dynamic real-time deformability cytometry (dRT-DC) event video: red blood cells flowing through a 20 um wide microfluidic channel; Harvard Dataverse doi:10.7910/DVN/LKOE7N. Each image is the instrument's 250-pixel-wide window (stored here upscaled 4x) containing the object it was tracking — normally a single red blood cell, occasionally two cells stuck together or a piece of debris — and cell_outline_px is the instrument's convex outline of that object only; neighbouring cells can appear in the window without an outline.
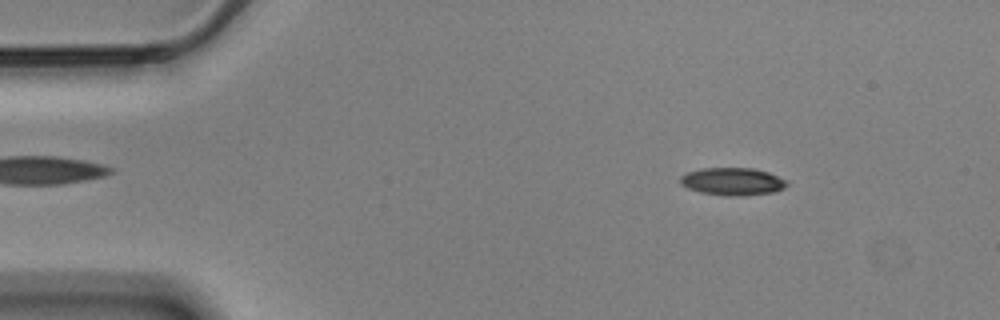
{"species": "Egyptian fruit bat (a non-hibernating species)", "species_latin": "Rousettus aegyptiacus", "temperature_condition": "cold", "stored_images_in_passage": 56, "camera_frame_rate_fps": 3000, "um_per_image_px": 0.085, "animal": {"sex": "male"}, "frame": {"image": 1, "passage_image": 7, "time_ms": 2.0, "image_size_px": [1000, 320], "cell_outline_px": [[788, 184], [784, 188], [776, 192], [744, 196], [724, 196], [700, 192], [688, 188], [680, 184], [680, 176], [688, 172], [700, 168], [752, 168], [768, 172], [788, 180]], "centroid_in_image_um": [62.29, 15.43], "position_along_channel_um": 22.7, "area_um2": 17.4}}
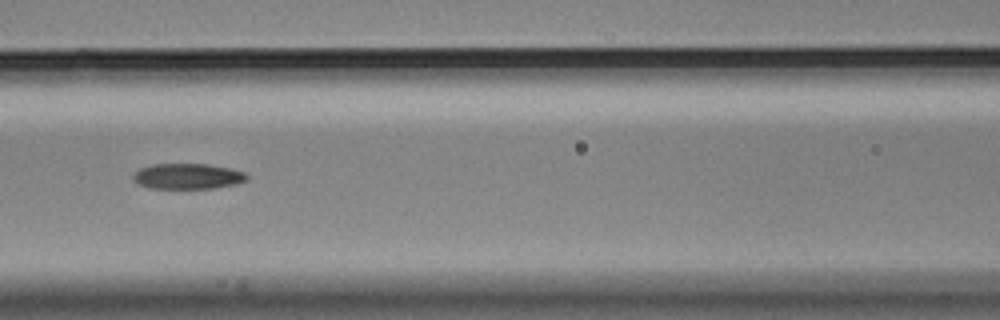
{"frame": {"image": 2, "passage_image": 24, "time_ms": 7.667, "image_size_px": [1000, 320], "cell_outline_px": [[248, 180], [236, 184], [216, 188], [148, 188], [132, 180], [132, 176], [140, 168], [152, 164], [208, 164], [232, 168], [244, 172], [248, 176]], "centroid_in_image_um": [15.98, 14.98], "position_along_channel_um": 150.6, "area_um2": 17.05}}
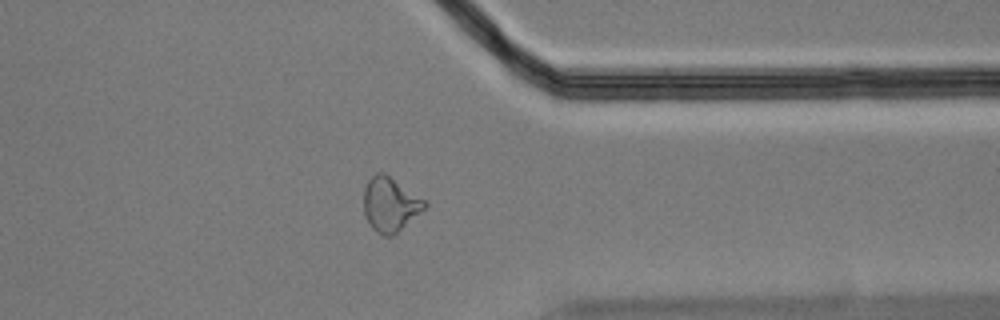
{"frame": {"image": 3, "passage_image": 44, "time_ms": 14.333, "image_size_px": [1000, 320], "cell_outline_px": [[428, 204], [420, 212], [392, 236], [384, 236], [376, 232], [372, 228], [364, 216], [364, 188], [368, 180], [376, 172], [384, 172], [424, 200]], "centroid_in_image_um": [33.12, 17.37], "position_along_channel_um": 378.3, "area_um2": 18.96}, "authors_computed_cell_mechanics": {"area_um2": 17.7157, "velocity_mm_per_s": 3.5115, "shape_relaxation_time_tau1_ms": 8.6398, "shape_relaxation_time_tau2_ms": 7.2688, "deformation_change_tau1": 0.1974, "deformation_change_tau2": 0.1405}}